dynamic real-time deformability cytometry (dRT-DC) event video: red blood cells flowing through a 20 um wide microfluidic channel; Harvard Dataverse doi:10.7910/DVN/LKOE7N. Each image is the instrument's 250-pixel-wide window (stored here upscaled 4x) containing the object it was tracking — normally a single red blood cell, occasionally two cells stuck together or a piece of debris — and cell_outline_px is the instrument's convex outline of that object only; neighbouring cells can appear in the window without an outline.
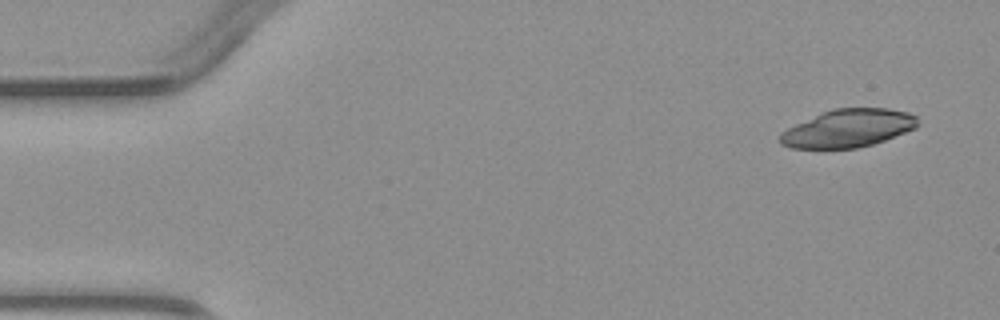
{"species": "common noctule bat (a hibernating species)", "species_latin": "Nyctalus noctula", "temperature_condition": "warm", "stored_images_in_passage": 3, "camera_frame_rate_fps": 3000, "um_per_image_px": 0.085, "animal": {"sex": "male", "body_mass_g": 23.1, "forearm_length_mm": 52.7}, "frame": {"image": 1, "passage_image": 1, "time_ms": 0.0, "image_size_px": [1000, 320], "cell_outline_px": [[920, 124], [916, 128], [884, 140], [872, 144], [856, 148], [792, 148], [780, 144], [780, 132], [796, 124], [832, 108], [888, 108], [908, 112], [916, 116]], "centroid_in_image_um": [72.12, 10.9], "position_along_channel_um": 12.9, "area_um2": 30.29}}